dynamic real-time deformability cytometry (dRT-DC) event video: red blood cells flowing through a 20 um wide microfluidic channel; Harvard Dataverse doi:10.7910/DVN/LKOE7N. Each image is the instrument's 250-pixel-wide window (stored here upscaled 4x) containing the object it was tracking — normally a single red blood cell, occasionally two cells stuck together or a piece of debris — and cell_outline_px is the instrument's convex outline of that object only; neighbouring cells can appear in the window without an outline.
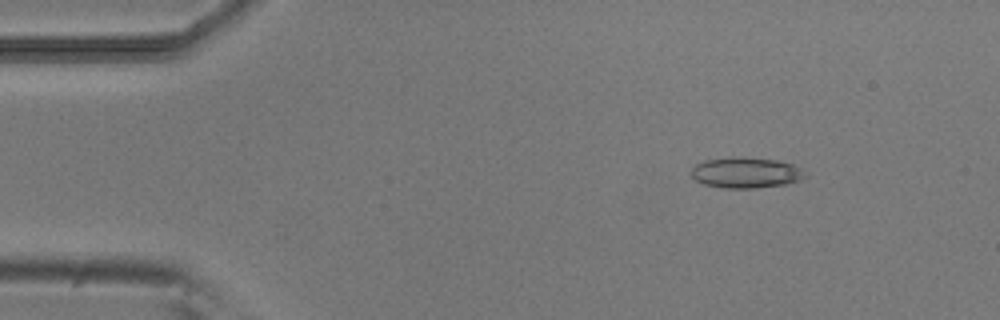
{"species": "common noctule bat (a hibernating species)", "species_latin": "Nyctalus noctula", "temperature_condition": "room temperature", "stored_images_in_passage": 47, "camera_frame_rate_fps": 3000, "um_per_image_px": 0.085, "animal": {"sex": "male", "body_mass_g": 20.5, "forearm_length_mm": 52.5}, "frame": {"image": 1, "passage_image": 1, "time_ms": 0.0, "image_size_px": [1000, 320], "cell_outline_px": [[808, 176], [800, 180], [784, 184], [756, 188], [724, 188], [704, 184], [696, 180], [688, 172], [696, 164], [704, 160], [740, 156], [744, 156], [776, 160], [792, 164], [800, 168]], "centroid_in_image_um": [63.38, 14.67], "position_along_channel_um": 21.6, "area_um2": 20.52}}
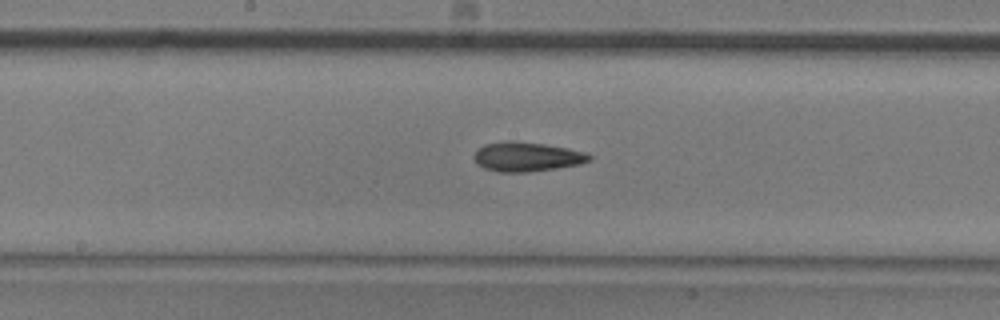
{"frame": {"image": 2, "passage_image": 21, "time_ms": 6.667, "image_size_px": [1000, 320], "cell_outline_px": [[592, 160], [580, 164], [556, 168], [528, 172], [496, 172], [484, 168], [476, 164], [472, 156], [484, 144], [508, 140], [516, 140], [544, 144], [568, 148], [584, 152], [592, 156]], "centroid_in_image_um": [44.76, 13.32], "position_along_channel_um": 203.4, "area_um2": 19.94}}
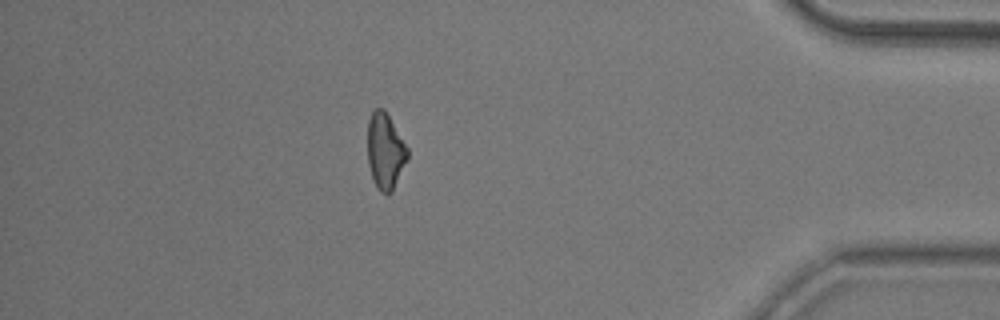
{"frame": {"image": 3, "passage_image": 40, "time_ms": 13.0, "image_size_px": [1000, 320], "cell_outline_px": [[408, 156], [392, 192], [388, 196], [380, 192], [376, 188], [372, 180], [368, 164], [368, 120], [372, 112], [376, 108], [384, 108], [408, 148]], "centroid_in_image_um": [32.73, 12.88], "position_along_channel_um": 402.5, "area_um2": 17.74}, "authors_computed_cell_mechanics": {"area_um2": 18.785, "velocity_mm_per_s": 3.8281, "shape_relaxation_time_tau1_ms": null, "shape_relaxation_time_tau2_ms": 7.5338, "deformation_change_tau1": null, "deformation_change_tau2": 0.1882}}